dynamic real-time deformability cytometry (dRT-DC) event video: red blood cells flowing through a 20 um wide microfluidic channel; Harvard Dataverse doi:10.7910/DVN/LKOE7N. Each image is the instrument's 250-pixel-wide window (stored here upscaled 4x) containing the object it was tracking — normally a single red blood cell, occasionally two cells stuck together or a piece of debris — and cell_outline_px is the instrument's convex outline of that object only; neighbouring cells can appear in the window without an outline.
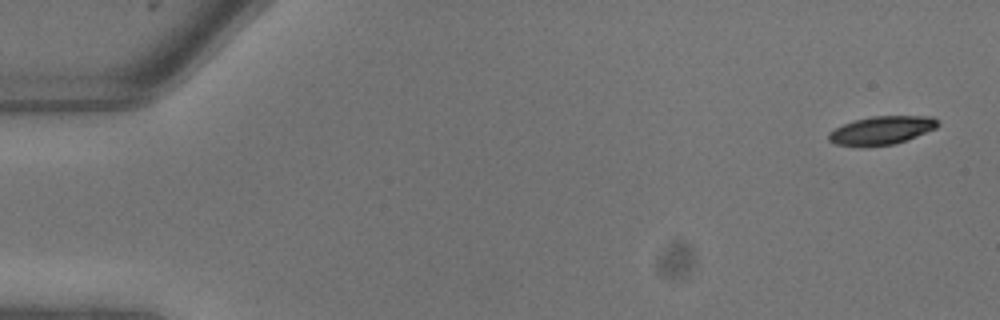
{"species": "common noctule bat (a hibernating species)", "species_latin": "Nyctalus noctula", "temperature_condition": "warm", "stored_images_in_passage": 10, "camera_frame_rate_fps": 3000, "um_per_image_px": 0.085, "animal": {"sex": "male", "body_mass_g": 13.3}, "frame": {"image": 1, "passage_image": 1, "time_ms": 0.0, "image_size_px": [1000, 320], "cell_outline_px": [[940, 124], [936, 128], [916, 136], [892, 144], [868, 148], [836, 144], [828, 140], [828, 132], [844, 124], [856, 120], [872, 116], [932, 116]], "centroid_in_image_um": [74.91, 11.09], "position_along_channel_um": 10.1, "area_um2": 18.03}}
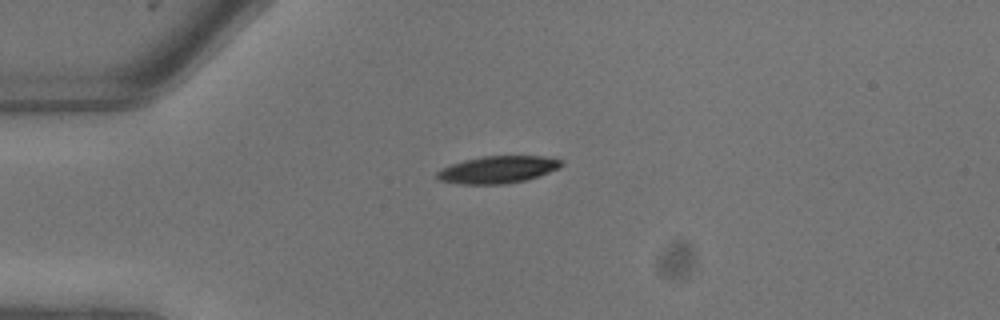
{"frame": {"image": 2, "passage_image": 6, "time_ms": 1.667, "image_size_px": [1000, 320], "cell_outline_px": [[564, 164], [560, 168], [524, 180], [508, 184], [460, 184], [440, 180], [436, 176], [436, 172], [440, 168], [464, 160], [484, 156], [544, 156], [560, 160]], "centroid_in_image_um": [42.29, 14.41], "position_along_channel_um": 42.7, "area_um2": 19.59}}
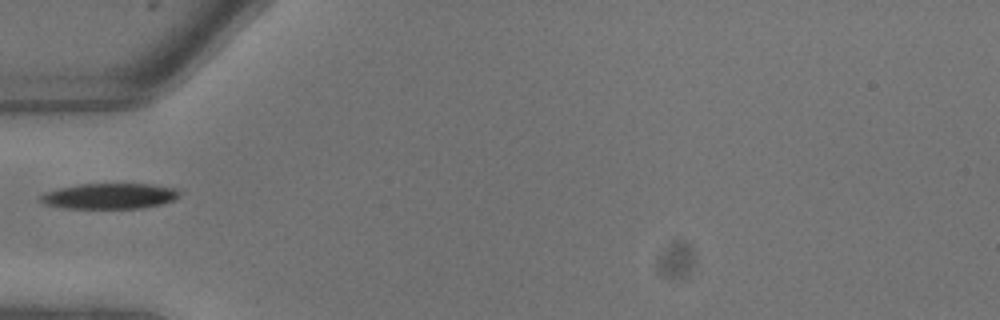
{"frame": {"image": 3, "passage_image": 8, "time_ms": 2.333, "image_size_px": [1000, 320], "cell_outline_px": [[176, 196], [172, 200], [160, 204], [140, 208], [64, 208], [44, 204], [36, 200], [36, 196], [44, 192], [76, 184], [152, 184], [172, 188], [176, 192]], "centroid_in_image_um": [9.14, 16.67], "position_along_channel_um": 75.9, "area_um2": 20.58}}